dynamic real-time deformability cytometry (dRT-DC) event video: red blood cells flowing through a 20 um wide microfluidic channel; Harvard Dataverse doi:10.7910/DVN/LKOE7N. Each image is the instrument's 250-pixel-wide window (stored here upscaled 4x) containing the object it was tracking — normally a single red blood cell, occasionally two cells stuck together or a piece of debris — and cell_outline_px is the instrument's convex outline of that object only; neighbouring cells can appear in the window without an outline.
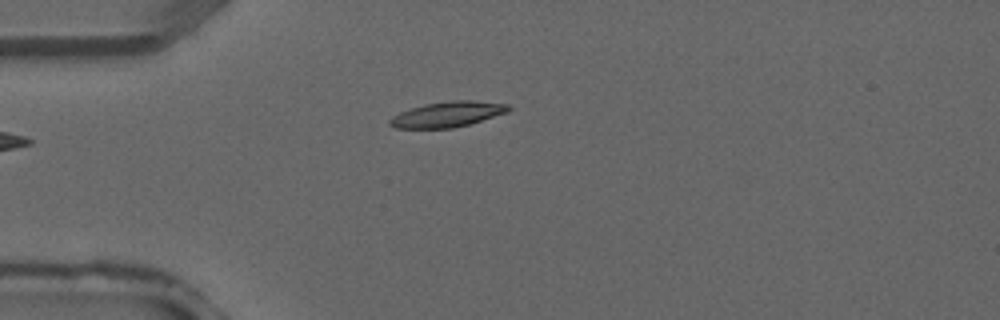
{"species": "common noctule bat (a hibernating species)", "species_latin": "Nyctalus noctula", "temperature_condition": "warm", "stored_images_in_passage": 4, "camera_frame_rate_fps": 3000, "um_per_image_px": 0.085, "animal": {"sex": "male", "forearm_length_mm": 52.5}, "frame": {"image": 1, "passage_image": 4, "time_ms": 1.0, "image_size_px": [1000, 320], "cell_outline_px": [[512, 108], [508, 112], [468, 124], [452, 128], [396, 128], [388, 124], [388, 120], [392, 116], [400, 112], [424, 104], [452, 100], [472, 100], [508, 104]], "centroid_in_image_um": [38.03, 9.71], "position_along_channel_um": 47.0, "area_um2": 17.51}}